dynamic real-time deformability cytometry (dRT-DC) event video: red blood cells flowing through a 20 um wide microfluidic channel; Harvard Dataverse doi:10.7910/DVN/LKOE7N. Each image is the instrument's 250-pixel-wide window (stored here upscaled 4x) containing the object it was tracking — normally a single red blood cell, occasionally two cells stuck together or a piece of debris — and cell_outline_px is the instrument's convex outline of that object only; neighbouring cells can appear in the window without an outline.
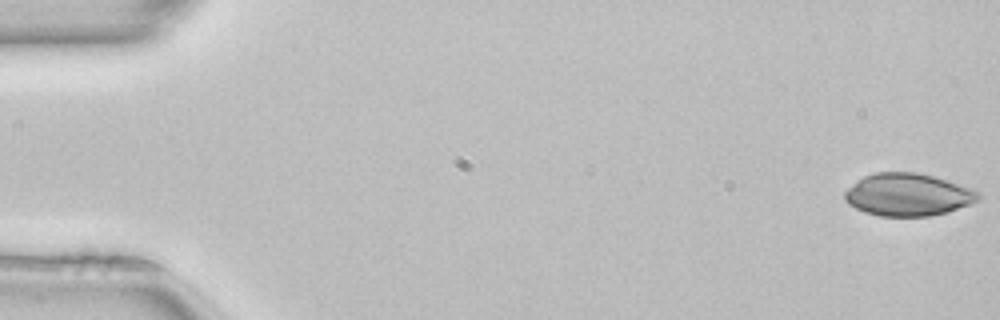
{"species": "common noctule bat (a hibernating species)", "species_latin": "Nyctalus noctula", "temperature_condition": "room temperature", "stored_images_in_passage": 12, "camera_frame_rate_fps": 3000, "um_per_image_px": 0.085, "animal": {"sex": "female", "body_mass_g": 22.7, "forearm_length_mm": 54.2}, "frame": {"image": 1, "passage_image": 1, "time_ms": 0.0, "image_size_px": [1000, 320], "cell_outline_px": [[984, 196], [980, 200], [944, 212], [928, 216], [880, 216], [864, 212], [848, 204], [844, 200], [844, 192], [856, 180], [864, 176], [876, 172], [916, 172], [932, 176], [972, 188], [980, 192]], "centroid_in_image_um": [77.15, 16.54], "position_along_channel_um": 7.8, "area_um2": 33.06}}